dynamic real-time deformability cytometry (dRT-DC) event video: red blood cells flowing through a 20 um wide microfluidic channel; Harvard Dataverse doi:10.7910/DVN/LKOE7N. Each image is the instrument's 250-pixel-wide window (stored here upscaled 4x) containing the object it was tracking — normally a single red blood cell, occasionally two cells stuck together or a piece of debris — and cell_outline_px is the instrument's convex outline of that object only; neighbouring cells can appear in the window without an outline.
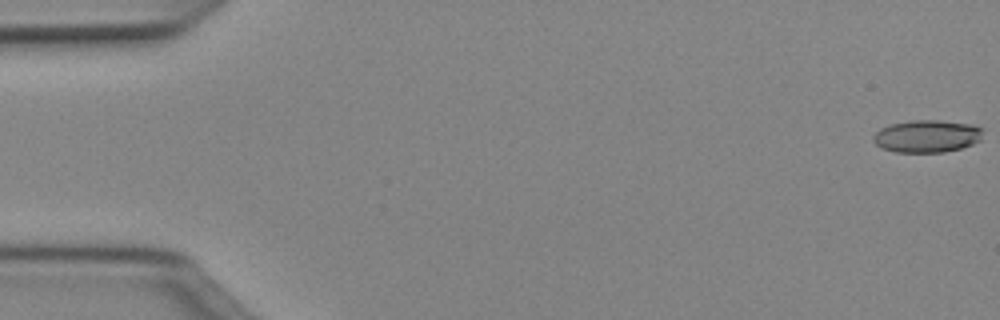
{"species": "Egyptian fruit bat (a non-hibernating species)", "species_latin": "Rousettus aegyptiacus", "temperature_condition": "cold", "stored_images_in_passage": 51, "camera_frame_rate_fps": 3000, "um_per_image_px": 0.085, "animal": {"sex": "female"}, "frame": {"image": 1, "passage_image": 1, "time_ms": 0.0, "image_size_px": [1000, 320], "cell_outline_px": [[984, 128], [980, 140], [972, 144], [960, 148], [944, 152], [896, 152], [880, 148], [872, 140], [872, 136], [880, 128], [892, 124], [912, 120], [940, 120], [972, 124]], "centroid_in_image_um": [78.79, 11.57], "position_along_channel_um": 6.2, "area_um2": 20.87}}
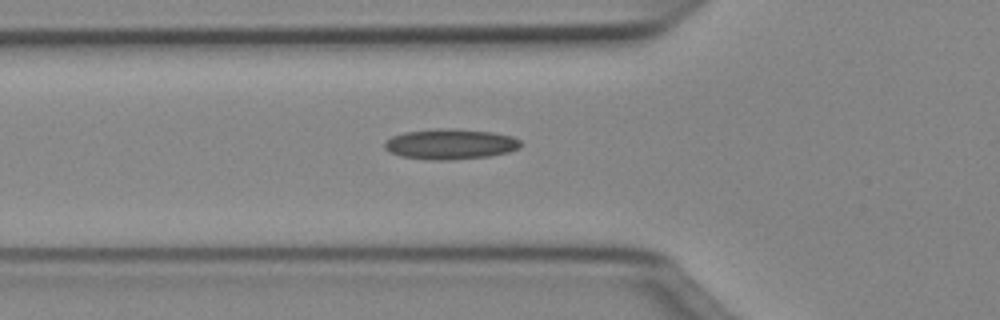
{"frame": {"image": 2, "passage_image": 18, "time_ms": 5.667, "image_size_px": [1000, 320], "cell_outline_px": [[524, 144], [520, 148], [508, 152], [488, 156], [448, 160], [428, 160], [400, 156], [388, 152], [384, 148], [384, 140], [392, 136], [404, 132], [440, 128], [452, 128], [492, 132], [512, 136], [520, 140]], "centroid_in_image_um": [38.26, 12.25], "position_along_channel_um": 87.5, "area_um2": 24.39}}
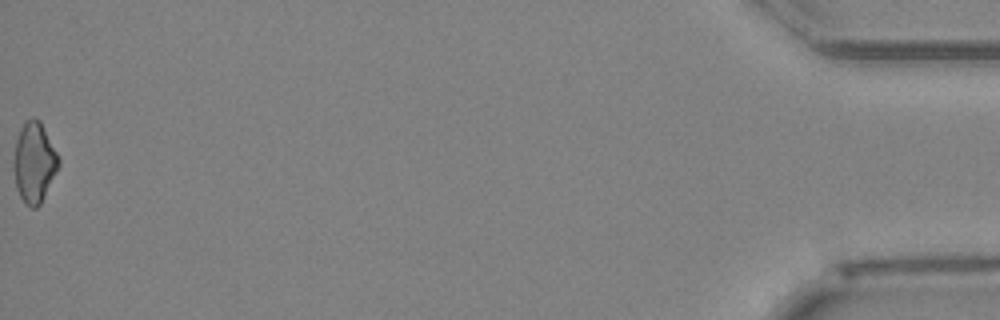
{"frame": {"image": 3, "passage_image": 51, "time_ms": 16.667, "image_size_px": [1000, 320], "cell_outline_px": [[60, 164], [40, 204], [36, 208], [32, 208], [20, 196], [16, 188], [12, 168], [12, 160], [16, 140], [20, 128], [24, 120], [32, 116], [40, 120], [60, 160]], "centroid_in_image_um": [2.87, 13.76], "position_along_channel_um": 432.3, "area_um2": 21.1}}